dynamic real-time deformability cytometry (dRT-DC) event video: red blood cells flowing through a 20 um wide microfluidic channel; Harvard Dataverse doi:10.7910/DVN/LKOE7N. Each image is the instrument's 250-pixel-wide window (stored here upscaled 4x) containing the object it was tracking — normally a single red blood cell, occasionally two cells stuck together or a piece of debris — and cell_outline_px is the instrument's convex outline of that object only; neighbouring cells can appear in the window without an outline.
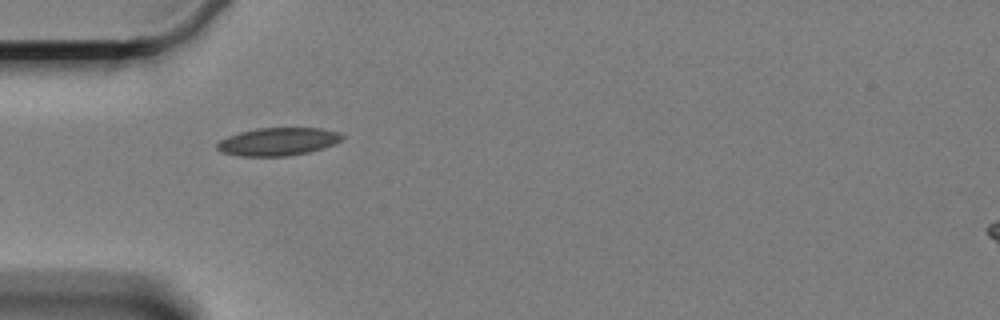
{"species": "Egyptian fruit bat (a non-hibernating species)", "species_latin": "Rousettus aegyptiacus", "temperature_condition": "cold", "stored_images_in_passage": 5, "camera_frame_rate_fps": 3000, "um_per_image_px": 0.085, "animal": {"sex": "female"}, "frame": {"image": 1, "passage_image": 2, "time_ms": 1.0, "image_size_px": [1000, 320], "cell_outline_px": [[344, 136], [340, 140], [324, 148], [308, 152], [288, 156], [240, 156], [220, 152], [216, 148], [216, 144], [220, 140], [228, 136], [240, 132], [256, 128], [320, 128], [340, 132]], "centroid_in_image_um": [23.6, 12.04], "position_along_channel_um": 61.4, "area_um2": 20.35}}
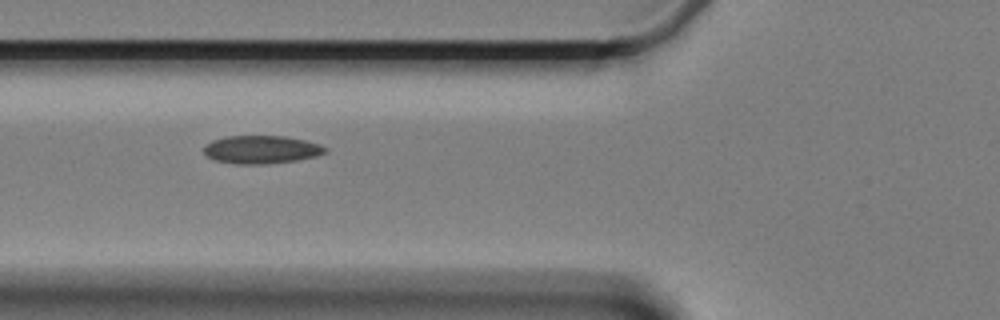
{"frame": {"image": 2, "passage_image": 3, "time_ms": 2.333, "image_size_px": [1000, 320], "cell_outline_px": [[328, 152], [316, 156], [296, 160], [268, 164], [236, 164], [212, 160], [204, 152], [204, 144], [212, 140], [228, 136], [284, 136], [304, 140], [320, 144], [328, 148]], "centroid_in_image_um": [22.21, 12.72], "position_along_channel_um": 103.6, "area_um2": 20.0}}
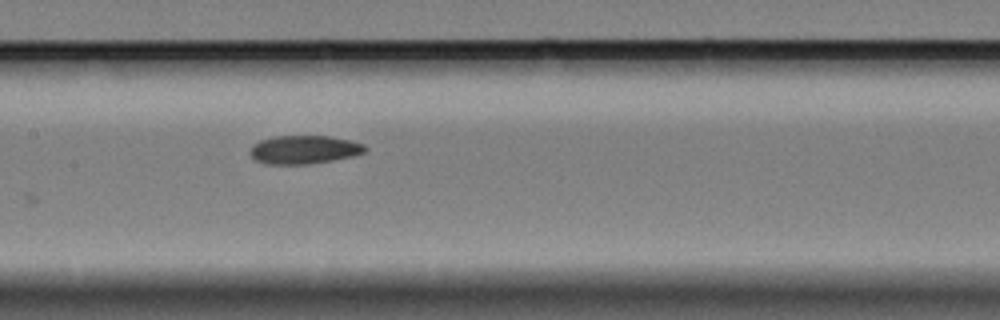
{"frame": {"image": 3, "passage_image": 5, "time_ms": 4.667, "image_size_px": [1000, 320], "cell_outline_px": [[368, 148], [364, 152], [352, 156], [332, 160], [304, 164], [268, 164], [256, 160], [248, 152], [252, 144], [260, 140], [276, 136], [332, 136], [352, 140], [364, 144]], "centroid_in_image_um": [25.85, 12.7], "position_along_channel_um": 181.6, "area_um2": 19.07}}